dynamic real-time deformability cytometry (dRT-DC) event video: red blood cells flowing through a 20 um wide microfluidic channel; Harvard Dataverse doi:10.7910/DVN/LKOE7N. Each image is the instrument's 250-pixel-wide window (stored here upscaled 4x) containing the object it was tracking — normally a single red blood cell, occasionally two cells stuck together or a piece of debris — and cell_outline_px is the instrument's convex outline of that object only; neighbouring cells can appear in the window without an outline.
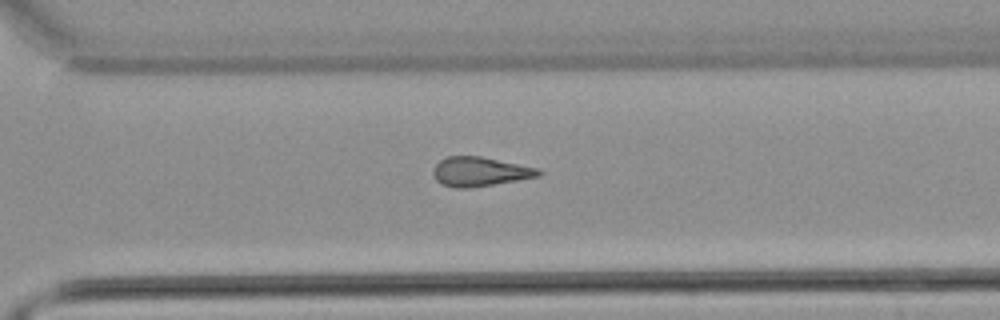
{"species": "common noctule bat (a hibernating species)", "species_latin": "Nyctalus noctula", "temperature_condition": "warm", "stored_images_in_passage": 34, "camera_frame_rate_fps": 3000, "um_per_image_px": 0.085, "animal": {"sex": "male", "body_mass_g": 21.5, "forearm_length_mm": 52.0}, "frame": {"image": 1, "passage_image": 29, "time_ms": 9.333, "image_size_px": [1000, 320], "cell_outline_px": [[544, 172], [540, 176], [468, 188], [456, 188], [444, 184], [436, 180], [432, 172], [436, 164], [440, 160], [448, 156], [480, 156], [540, 168]], "centroid_in_image_um": [40.82, 14.58], "position_along_channel_um": 329.8, "area_um2": 17.86}}